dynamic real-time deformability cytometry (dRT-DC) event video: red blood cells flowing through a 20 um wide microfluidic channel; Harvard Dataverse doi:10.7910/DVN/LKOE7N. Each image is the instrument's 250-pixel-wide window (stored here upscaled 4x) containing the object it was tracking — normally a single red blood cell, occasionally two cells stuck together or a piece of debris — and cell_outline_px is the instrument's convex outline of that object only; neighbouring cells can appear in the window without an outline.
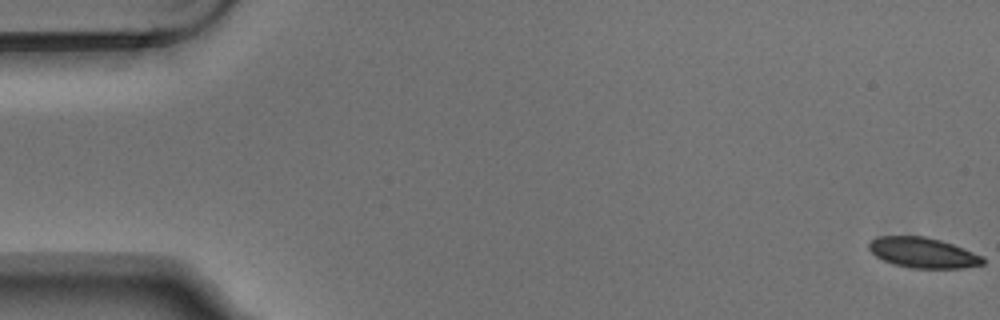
{"species": "Egyptian fruit bat (a non-hibernating species)", "species_latin": "Rousettus aegyptiacus", "temperature_condition": "warm", "stored_images_in_passage": 5, "camera_frame_rate_fps": 3000, "um_per_image_px": 0.085, "animal": {"sex": "male"}, "frame": {"image": 1, "passage_image": 1, "time_ms": 0.0, "image_size_px": [1000, 320], "cell_outline_px": [[984, 264], [960, 268], [908, 268], [892, 264], [876, 256], [868, 248], [868, 240], [876, 236], [924, 236], [940, 240], [964, 248], [984, 256]], "centroid_in_image_um": [78.43, 21.47], "position_along_channel_um": 6.6, "area_um2": 20.35}}
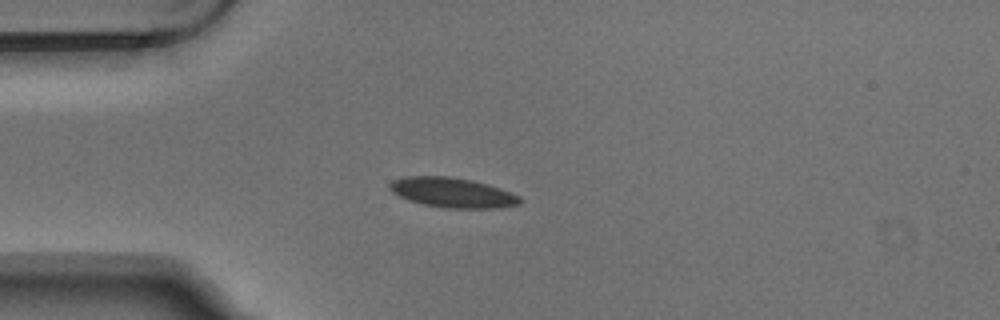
{"frame": {"image": 2, "passage_image": 5, "time_ms": 1.333, "image_size_px": [1000, 320], "cell_outline_px": [[520, 204], [500, 208], [444, 208], [424, 204], [408, 200], [392, 192], [388, 188], [388, 184], [392, 180], [404, 176], [448, 176], [472, 180], [488, 184], [500, 188], [520, 196]], "centroid_in_image_um": [38.44, 16.36], "position_along_channel_um": 46.6, "area_um2": 22.77}}